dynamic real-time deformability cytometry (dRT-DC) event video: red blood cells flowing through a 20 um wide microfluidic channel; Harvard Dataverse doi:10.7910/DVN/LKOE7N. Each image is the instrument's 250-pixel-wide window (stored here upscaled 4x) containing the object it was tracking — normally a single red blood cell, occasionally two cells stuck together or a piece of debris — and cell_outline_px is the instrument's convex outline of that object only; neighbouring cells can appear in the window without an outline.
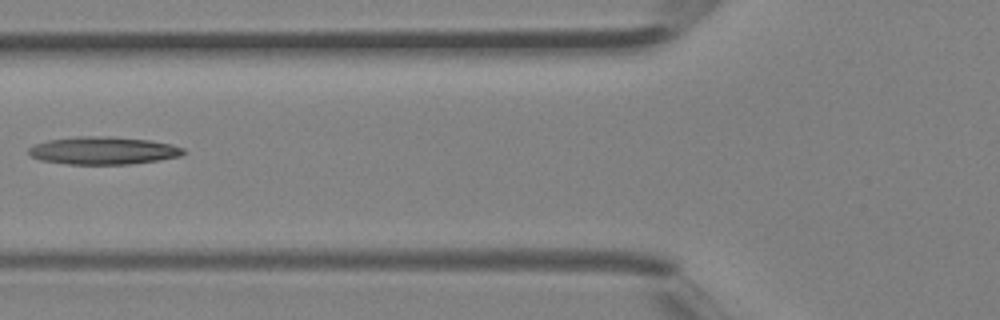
{"species": "Egyptian fruit bat (a non-hibernating species)", "species_latin": "Rousettus aegyptiacus", "temperature_condition": "room temperature", "stored_images_in_passage": 4, "camera_frame_rate_fps": 3000, "um_per_image_px": 0.085, "animal": {"sex": "female"}, "frame": {"image": 1, "passage_image": 4, "time_ms": 1.0, "image_size_px": [1000, 320], "cell_outline_px": [[188, 152], [180, 156], [160, 160], [128, 164], [68, 164], [40, 160], [32, 156], [28, 152], [28, 148], [36, 144], [48, 140], [76, 136], [112, 136], [148, 140], [172, 144], [184, 148]], "centroid_in_image_um": [8.81, 12.79], "position_along_channel_um": 117.0, "area_um2": 25.09}}